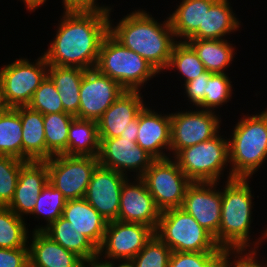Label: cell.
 Segmentation results:
<instances>
[{
	"mask_svg": "<svg viewBox=\"0 0 267 267\" xmlns=\"http://www.w3.org/2000/svg\"><path fill=\"white\" fill-rule=\"evenodd\" d=\"M62 13L56 35L42 53L48 65L94 69L102 40L109 33V13Z\"/></svg>",
	"mask_w": 267,
	"mask_h": 267,
	"instance_id": "1",
	"label": "cell"
},
{
	"mask_svg": "<svg viewBox=\"0 0 267 267\" xmlns=\"http://www.w3.org/2000/svg\"><path fill=\"white\" fill-rule=\"evenodd\" d=\"M158 22L149 12L137 9L113 24L109 13V33L124 47L147 60L160 74L166 72L177 42L169 18Z\"/></svg>",
	"mask_w": 267,
	"mask_h": 267,
	"instance_id": "2",
	"label": "cell"
},
{
	"mask_svg": "<svg viewBox=\"0 0 267 267\" xmlns=\"http://www.w3.org/2000/svg\"><path fill=\"white\" fill-rule=\"evenodd\" d=\"M249 180L250 178H233L225 181L223 185L221 223L218 231V245L223 249H258L267 239V227L256 241L252 243L250 239L254 209L252 201L255 196L252 195Z\"/></svg>",
	"mask_w": 267,
	"mask_h": 267,
	"instance_id": "3",
	"label": "cell"
},
{
	"mask_svg": "<svg viewBox=\"0 0 267 267\" xmlns=\"http://www.w3.org/2000/svg\"><path fill=\"white\" fill-rule=\"evenodd\" d=\"M237 121L228 138L230 167L226 180L252 178L267 160V108Z\"/></svg>",
	"mask_w": 267,
	"mask_h": 267,
	"instance_id": "4",
	"label": "cell"
},
{
	"mask_svg": "<svg viewBox=\"0 0 267 267\" xmlns=\"http://www.w3.org/2000/svg\"><path fill=\"white\" fill-rule=\"evenodd\" d=\"M95 68L126 91H141L149 80L160 74L147 60L124 47L110 33L102 40Z\"/></svg>",
	"mask_w": 267,
	"mask_h": 267,
	"instance_id": "5",
	"label": "cell"
},
{
	"mask_svg": "<svg viewBox=\"0 0 267 267\" xmlns=\"http://www.w3.org/2000/svg\"><path fill=\"white\" fill-rule=\"evenodd\" d=\"M154 234L172 252H224L214 236L182 208L161 212Z\"/></svg>",
	"mask_w": 267,
	"mask_h": 267,
	"instance_id": "6",
	"label": "cell"
},
{
	"mask_svg": "<svg viewBox=\"0 0 267 267\" xmlns=\"http://www.w3.org/2000/svg\"><path fill=\"white\" fill-rule=\"evenodd\" d=\"M215 137L180 150L173 159L191 182H221L229 162V141Z\"/></svg>",
	"mask_w": 267,
	"mask_h": 267,
	"instance_id": "7",
	"label": "cell"
},
{
	"mask_svg": "<svg viewBox=\"0 0 267 267\" xmlns=\"http://www.w3.org/2000/svg\"><path fill=\"white\" fill-rule=\"evenodd\" d=\"M34 61L20 57L0 67V96L5 108L27 106L46 78L49 65L44 55Z\"/></svg>",
	"mask_w": 267,
	"mask_h": 267,
	"instance_id": "8",
	"label": "cell"
},
{
	"mask_svg": "<svg viewBox=\"0 0 267 267\" xmlns=\"http://www.w3.org/2000/svg\"><path fill=\"white\" fill-rule=\"evenodd\" d=\"M141 178L161 212L181 208L186 189L192 183L172 157L155 159Z\"/></svg>",
	"mask_w": 267,
	"mask_h": 267,
	"instance_id": "9",
	"label": "cell"
},
{
	"mask_svg": "<svg viewBox=\"0 0 267 267\" xmlns=\"http://www.w3.org/2000/svg\"><path fill=\"white\" fill-rule=\"evenodd\" d=\"M49 171V182L60 190L66 200L85 197L92 173L99 164L98 157L55 155L44 161Z\"/></svg>",
	"mask_w": 267,
	"mask_h": 267,
	"instance_id": "10",
	"label": "cell"
},
{
	"mask_svg": "<svg viewBox=\"0 0 267 267\" xmlns=\"http://www.w3.org/2000/svg\"><path fill=\"white\" fill-rule=\"evenodd\" d=\"M186 110L170 113V157L172 158L186 147L215 137L221 130L222 121L219 113L200 108H193L194 111Z\"/></svg>",
	"mask_w": 267,
	"mask_h": 267,
	"instance_id": "11",
	"label": "cell"
},
{
	"mask_svg": "<svg viewBox=\"0 0 267 267\" xmlns=\"http://www.w3.org/2000/svg\"><path fill=\"white\" fill-rule=\"evenodd\" d=\"M154 235V230L139 223L109 221L98 257L109 262H130Z\"/></svg>",
	"mask_w": 267,
	"mask_h": 267,
	"instance_id": "12",
	"label": "cell"
},
{
	"mask_svg": "<svg viewBox=\"0 0 267 267\" xmlns=\"http://www.w3.org/2000/svg\"><path fill=\"white\" fill-rule=\"evenodd\" d=\"M98 162L101 166L115 170L125 176L131 172L141 178L155 160L149 153L137 145L136 139L124 137L100 138ZM128 173V174H127Z\"/></svg>",
	"mask_w": 267,
	"mask_h": 267,
	"instance_id": "13",
	"label": "cell"
},
{
	"mask_svg": "<svg viewBox=\"0 0 267 267\" xmlns=\"http://www.w3.org/2000/svg\"><path fill=\"white\" fill-rule=\"evenodd\" d=\"M126 90L96 68L85 70L80 87L79 119L97 121Z\"/></svg>",
	"mask_w": 267,
	"mask_h": 267,
	"instance_id": "14",
	"label": "cell"
},
{
	"mask_svg": "<svg viewBox=\"0 0 267 267\" xmlns=\"http://www.w3.org/2000/svg\"><path fill=\"white\" fill-rule=\"evenodd\" d=\"M218 185L219 182H192L186 189L181 206L214 236L217 244L222 207V188L219 189Z\"/></svg>",
	"mask_w": 267,
	"mask_h": 267,
	"instance_id": "15",
	"label": "cell"
},
{
	"mask_svg": "<svg viewBox=\"0 0 267 267\" xmlns=\"http://www.w3.org/2000/svg\"><path fill=\"white\" fill-rule=\"evenodd\" d=\"M127 178L100 164L92 173L84 199L108 222L118 219L121 189Z\"/></svg>",
	"mask_w": 267,
	"mask_h": 267,
	"instance_id": "16",
	"label": "cell"
},
{
	"mask_svg": "<svg viewBox=\"0 0 267 267\" xmlns=\"http://www.w3.org/2000/svg\"><path fill=\"white\" fill-rule=\"evenodd\" d=\"M132 180L127 178L123 183L117 220L143 224L155 231L161 211L156 207L143 179L134 177Z\"/></svg>",
	"mask_w": 267,
	"mask_h": 267,
	"instance_id": "17",
	"label": "cell"
},
{
	"mask_svg": "<svg viewBox=\"0 0 267 267\" xmlns=\"http://www.w3.org/2000/svg\"><path fill=\"white\" fill-rule=\"evenodd\" d=\"M147 105L138 114L137 145L154 159L169 158L171 143L170 113L162 114L161 111L157 113L155 109Z\"/></svg>",
	"mask_w": 267,
	"mask_h": 267,
	"instance_id": "18",
	"label": "cell"
},
{
	"mask_svg": "<svg viewBox=\"0 0 267 267\" xmlns=\"http://www.w3.org/2000/svg\"><path fill=\"white\" fill-rule=\"evenodd\" d=\"M48 182L49 171L44 161L26 162L20 169L13 198L7 207L19 217L30 216L39 194Z\"/></svg>",
	"mask_w": 267,
	"mask_h": 267,
	"instance_id": "19",
	"label": "cell"
},
{
	"mask_svg": "<svg viewBox=\"0 0 267 267\" xmlns=\"http://www.w3.org/2000/svg\"><path fill=\"white\" fill-rule=\"evenodd\" d=\"M141 91H125L97 120L99 138L119 137L146 105Z\"/></svg>",
	"mask_w": 267,
	"mask_h": 267,
	"instance_id": "20",
	"label": "cell"
},
{
	"mask_svg": "<svg viewBox=\"0 0 267 267\" xmlns=\"http://www.w3.org/2000/svg\"><path fill=\"white\" fill-rule=\"evenodd\" d=\"M30 232L32 236L29 234L28 248L29 262L32 265L35 267H79L82 261L79 256L63 248L43 231Z\"/></svg>",
	"mask_w": 267,
	"mask_h": 267,
	"instance_id": "21",
	"label": "cell"
},
{
	"mask_svg": "<svg viewBox=\"0 0 267 267\" xmlns=\"http://www.w3.org/2000/svg\"><path fill=\"white\" fill-rule=\"evenodd\" d=\"M62 216L71 223L75 231L100 247L108 221L84 198L67 200Z\"/></svg>",
	"mask_w": 267,
	"mask_h": 267,
	"instance_id": "22",
	"label": "cell"
},
{
	"mask_svg": "<svg viewBox=\"0 0 267 267\" xmlns=\"http://www.w3.org/2000/svg\"><path fill=\"white\" fill-rule=\"evenodd\" d=\"M229 1L216 0L205 12L203 27H199L189 39L220 40L238 31L241 21L236 17Z\"/></svg>",
	"mask_w": 267,
	"mask_h": 267,
	"instance_id": "23",
	"label": "cell"
},
{
	"mask_svg": "<svg viewBox=\"0 0 267 267\" xmlns=\"http://www.w3.org/2000/svg\"><path fill=\"white\" fill-rule=\"evenodd\" d=\"M22 123V160L45 161L46 139L43 114L28 106L18 107Z\"/></svg>",
	"mask_w": 267,
	"mask_h": 267,
	"instance_id": "24",
	"label": "cell"
},
{
	"mask_svg": "<svg viewBox=\"0 0 267 267\" xmlns=\"http://www.w3.org/2000/svg\"><path fill=\"white\" fill-rule=\"evenodd\" d=\"M85 69L68 66H48L47 76L54 83L64 111L78 118L80 87Z\"/></svg>",
	"mask_w": 267,
	"mask_h": 267,
	"instance_id": "25",
	"label": "cell"
},
{
	"mask_svg": "<svg viewBox=\"0 0 267 267\" xmlns=\"http://www.w3.org/2000/svg\"><path fill=\"white\" fill-rule=\"evenodd\" d=\"M216 0H181L169 15L171 28L177 41H187L198 29L203 27V18ZM178 38H180L178 40Z\"/></svg>",
	"mask_w": 267,
	"mask_h": 267,
	"instance_id": "26",
	"label": "cell"
},
{
	"mask_svg": "<svg viewBox=\"0 0 267 267\" xmlns=\"http://www.w3.org/2000/svg\"><path fill=\"white\" fill-rule=\"evenodd\" d=\"M186 42L194 49L206 71L212 73H227V67L236 55L235 45L227 39H188Z\"/></svg>",
	"mask_w": 267,
	"mask_h": 267,
	"instance_id": "27",
	"label": "cell"
},
{
	"mask_svg": "<svg viewBox=\"0 0 267 267\" xmlns=\"http://www.w3.org/2000/svg\"><path fill=\"white\" fill-rule=\"evenodd\" d=\"M43 232L82 260L98 257V247L88 237L75 231L63 216L51 223Z\"/></svg>",
	"mask_w": 267,
	"mask_h": 267,
	"instance_id": "28",
	"label": "cell"
},
{
	"mask_svg": "<svg viewBox=\"0 0 267 267\" xmlns=\"http://www.w3.org/2000/svg\"><path fill=\"white\" fill-rule=\"evenodd\" d=\"M100 150V138L97 121L74 118L68 132L67 150L69 156L97 157Z\"/></svg>",
	"mask_w": 267,
	"mask_h": 267,
	"instance_id": "29",
	"label": "cell"
},
{
	"mask_svg": "<svg viewBox=\"0 0 267 267\" xmlns=\"http://www.w3.org/2000/svg\"><path fill=\"white\" fill-rule=\"evenodd\" d=\"M0 155L22 160V123L18 107L0 112Z\"/></svg>",
	"mask_w": 267,
	"mask_h": 267,
	"instance_id": "30",
	"label": "cell"
},
{
	"mask_svg": "<svg viewBox=\"0 0 267 267\" xmlns=\"http://www.w3.org/2000/svg\"><path fill=\"white\" fill-rule=\"evenodd\" d=\"M46 139V160L67 150L68 132L75 116L67 113L43 115Z\"/></svg>",
	"mask_w": 267,
	"mask_h": 267,
	"instance_id": "31",
	"label": "cell"
},
{
	"mask_svg": "<svg viewBox=\"0 0 267 267\" xmlns=\"http://www.w3.org/2000/svg\"><path fill=\"white\" fill-rule=\"evenodd\" d=\"M25 218L17 216L9 207L0 206V248L28 247L29 229Z\"/></svg>",
	"mask_w": 267,
	"mask_h": 267,
	"instance_id": "32",
	"label": "cell"
},
{
	"mask_svg": "<svg viewBox=\"0 0 267 267\" xmlns=\"http://www.w3.org/2000/svg\"><path fill=\"white\" fill-rule=\"evenodd\" d=\"M171 69L182 75L184 84L206 72L196 52L186 41H177L174 44L166 71Z\"/></svg>",
	"mask_w": 267,
	"mask_h": 267,
	"instance_id": "33",
	"label": "cell"
},
{
	"mask_svg": "<svg viewBox=\"0 0 267 267\" xmlns=\"http://www.w3.org/2000/svg\"><path fill=\"white\" fill-rule=\"evenodd\" d=\"M67 200L60 190L53 187L50 182L42 189L39 194L34 210L30 215H34V219L38 218L37 221L42 217L45 225H38L33 228L32 231H43L51 223L56 221L63 214Z\"/></svg>",
	"mask_w": 267,
	"mask_h": 267,
	"instance_id": "34",
	"label": "cell"
},
{
	"mask_svg": "<svg viewBox=\"0 0 267 267\" xmlns=\"http://www.w3.org/2000/svg\"><path fill=\"white\" fill-rule=\"evenodd\" d=\"M207 84L206 96L197 108L217 112L216 109L227 104L232 98V81L228 73H212Z\"/></svg>",
	"mask_w": 267,
	"mask_h": 267,
	"instance_id": "35",
	"label": "cell"
},
{
	"mask_svg": "<svg viewBox=\"0 0 267 267\" xmlns=\"http://www.w3.org/2000/svg\"><path fill=\"white\" fill-rule=\"evenodd\" d=\"M171 249L155 234L129 262L132 267H168Z\"/></svg>",
	"mask_w": 267,
	"mask_h": 267,
	"instance_id": "36",
	"label": "cell"
},
{
	"mask_svg": "<svg viewBox=\"0 0 267 267\" xmlns=\"http://www.w3.org/2000/svg\"><path fill=\"white\" fill-rule=\"evenodd\" d=\"M26 161L0 155V206H7L13 198L21 167Z\"/></svg>",
	"mask_w": 267,
	"mask_h": 267,
	"instance_id": "37",
	"label": "cell"
},
{
	"mask_svg": "<svg viewBox=\"0 0 267 267\" xmlns=\"http://www.w3.org/2000/svg\"><path fill=\"white\" fill-rule=\"evenodd\" d=\"M27 106L43 115L65 112L59 93L48 76H46L40 86L35 90Z\"/></svg>",
	"mask_w": 267,
	"mask_h": 267,
	"instance_id": "38",
	"label": "cell"
},
{
	"mask_svg": "<svg viewBox=\"0 0 267 267\" xmlns=\"http://www.w3.org/2000/svg\"><path fill=\"white\" fill-rule=\"evenodd\" d=\"M223 252H172L168 267H221Z\"/></svg>",
	"mask_w": 267,
	"mask_h": 267,
	"instance_id": "39",
	"label": "cell"
},
{
	"mask_svg": "<svg viewBox=\"0 0 267 267\" xmlns=\"http://www.w3.org/2000/svg\"><path fill=\"white\" fill-rule=\"evenodd\" d=\"M248 251V252H247ZM258 251V252H257ZM259 249H225L222 255L221 267H267V261L258 260ZM232 259V260H230Z\"/></svg>",
	"mask_w": 267,
	"mask_h": 267,
	"instance_id": "40",
	"label": "cell"
},
{
	"mask_svg": "<svg viewBox=\"0 0 267 267\" xmlns=\"http://www.w3.org/2000/svg\"><path fill=\"white\" fill-rule=\"evenodd\" d=\"M211 74L212 72L206 71L198 78L182 84L184 85L183 94L185 93L184 95L188 98L187 100L190 102L189 104H193L195 108L203 102L206 96L207 82Z\"/></svg>",
	"mask_w": 267,
	"mask_h": 267,
	"instance_id": "41",
	"label": "cell"
},
{
	"mask_svg": "<svg viewBox=\"0 0 267 267\" xmlns=\"http://www.w3.org/2000/svg\"><path fill=\"white\" fill-rule=\"evenodd\" d=\"M29 263V248H0V267H26Z\"/></svg>",
	"mask_w": 267,
	"mask_h": 267,
	"instance_id": "42",
	"label": "cell"
},
{
	"mask_svg": "<svg viewBox=\"0 0 267 267\" xmlns=\"http://www.w3.org/2000/svg\"><path fill=\"white\" fill-rule=\"evenodd\" d=\"M98 0H62L63 12H113L111 6L101 5ZM100 4V5H99Z\"/></svg>",
	"mask_w": 267,
	"mask_h": 267,
	"instance_id": "43",
	"label": "cell"
},
{
	"mask_svg": "<svg viewBox=\"0 0 267 267\" xmlns=\"http://www.w3.org/2000/svg\"><path fill=\"white\" fill-rule=\"evenodd\" d=\"M137 135H138V116L129 123L127 129L121 132L119 137H124L127 139H137Z\"/></svg>",
	"mask_w": 267,
	"mask_h": 267,
	"instance_id": "44",
	"label": "cell"
},
{
	"mask_svg": "<svg viewBox=\"0 0 267 267\" xmlns=\"http://www.w3.org/2000/svg\"><path fill=\"white\" fill-rule=\"evenodd\" d=\"M79 267H107V261L99 257L82 260Z\"/></svg>",
	"mask_w": 267,
	"mask_h": 267,
	"instance_id": "45",
	"label": "cell"
},
{
	"mask_svg": "<svg viewBox=\"0 0 267 267\" xmlns=\"http://www.w3.org/2000/svg\"><path fill=\"white\" fill-rule=\"evenodd\" d=\"M21 1V0H20ZM24 2L25 8L29 12H34L36 9L40 8L47 0H22Z\"/></svg>",
	"mask_w": 267,
	"mask_h": 267,
	"instance_id": "46",
	"label": "cell"
},
{
	"mask_svg": "<svg viewBox=\"0 0 267 267\" xmlns=\"http://www.w3.org/2000/svg\"><path fill=\"white\" fill-rule=\"evenodd\" d=\"M107 267H132L129 262H109L107 261Z\"/></svg>",
	"mask_w": 267,
	"mask_h": 267,
	"instance_id": "47",
	"label": "cell"
},
{
	"mask_svg": "<svg viewBox=\"0 0 267 267\" xmlns=\"http://www.w3.org/2000/svg\"><path fill=\"white\" fill-rule=\"evenodd\" d=\"M5 107L3 106L2 100H1V96H0V112L4 109Z\"/></svg>",
	"mask_w": 267,
	"mask_h": 267,
	"instance_id": "48",
	"label": "cell"
},
{
	"mask_svg": "<svg viewBox=\"0 0 267 267\" xmlns=\"http://www.w3.org/2000/svg\"><path fill=\"white\" fill-rule=\"evenodd\" d=\"M26 267H35L34 265H32L30 262L26 265Z\"/></svg>",
	"mask_w": 267,
	"mask_h": 267,
	"instance_id": "49",
	"label": "cell"
}]
</instances>
